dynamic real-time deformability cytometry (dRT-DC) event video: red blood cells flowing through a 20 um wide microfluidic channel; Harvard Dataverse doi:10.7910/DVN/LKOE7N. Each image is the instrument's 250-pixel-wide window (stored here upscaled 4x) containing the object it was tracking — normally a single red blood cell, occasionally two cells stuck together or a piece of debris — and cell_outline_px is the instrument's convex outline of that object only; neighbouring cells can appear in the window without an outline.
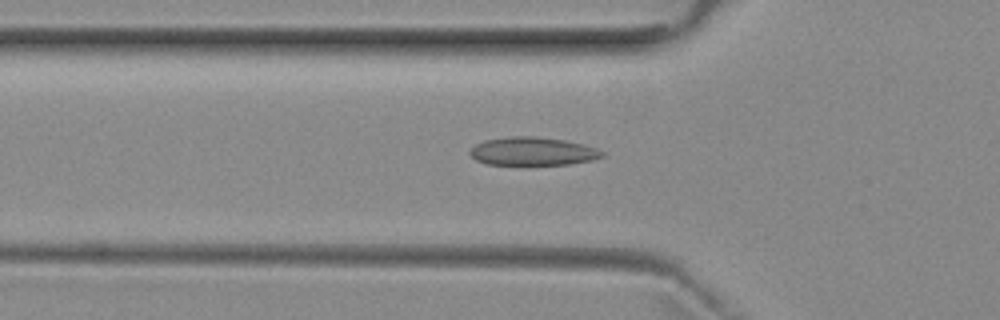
{"species": "common noctule bat (a hibernating species)", "species_latin": "Nyctalus noctula", "temperature_condition": "room temperature", "stored_images_in_passage": 38, "camera_frame_rate_fps": 3000, "um_per_image_px": 0.085, "animal": {"sex": "female", "body_mass_g": 29.2, "forearm_length_mm": 56.3}, "frame": {"image": 1, "passage_image": 10, "time_ms": 3.0, "image_size_px": [1000, 320], "cell_outline_px": [[604, 156], [592, 160], [568, 164], [488, 164], [476, 160], [468, 152], [476, 144], [484, 140], [512, 136], [536, 136], [564, 140], [584, 144], [596, 148], [604, 152]], "centroid_in_image_um": [45.29, 12.85], "position_along_channel_um": 80.5, "area_um2": 21.62}}
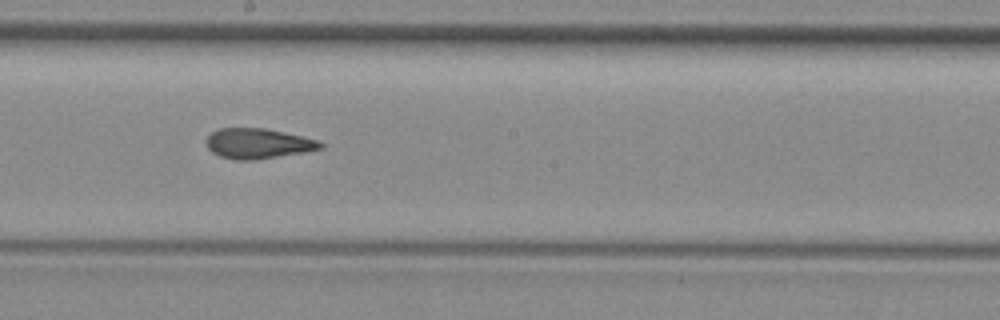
{"frame": {"image": 2, "passage_image": 21, "time_ms": 6.667, "image_size_px": [1000, 320], "cell_outline_px": [[324, 148], [304, 152], [256, 160], [236, 160], [220, 156], [212, 152], [208, 148], [208, 136], [212, 132], [220, 128], [264, 128], [320, 140], [324, 144]], "centroid_in_image_um": [21.97, 12.2], "position_along_channel_um": 226.2, "area_um2": 20.0}}
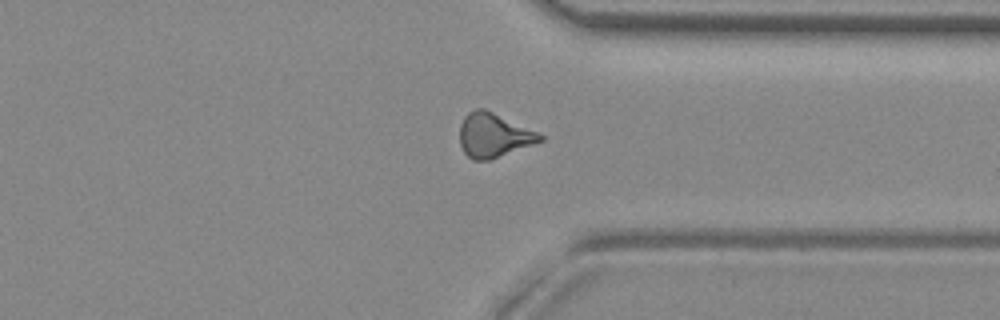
{"frame": {"image": 3, "passage_image": 32, "time_ms": 10.333, "image_size_px": [1000, 320], "cell_outline_px": [[544, 140], [488, 160], [472, 160], [464, 152], [460, 144], [460, 124], [464, 116], [468, 112], [476, 108], [484, 108], [536, 132], [544, 136]], "centroid_in_image_um": [41.91, 11.49], "position_along_channel_um": 369.5, "area_um2": 20.29}, "authors_computed_cell_mechanics": {"area_um2": 20.4901, "velocity_mm_per_s": 3.9581, "shape_relaxation_time_tau1_ms": null, "shape_relaxation_time_tau2_ms": 3.583, "deformation_change_tau1": null, "deformation_change_tau2": 0.0894}}